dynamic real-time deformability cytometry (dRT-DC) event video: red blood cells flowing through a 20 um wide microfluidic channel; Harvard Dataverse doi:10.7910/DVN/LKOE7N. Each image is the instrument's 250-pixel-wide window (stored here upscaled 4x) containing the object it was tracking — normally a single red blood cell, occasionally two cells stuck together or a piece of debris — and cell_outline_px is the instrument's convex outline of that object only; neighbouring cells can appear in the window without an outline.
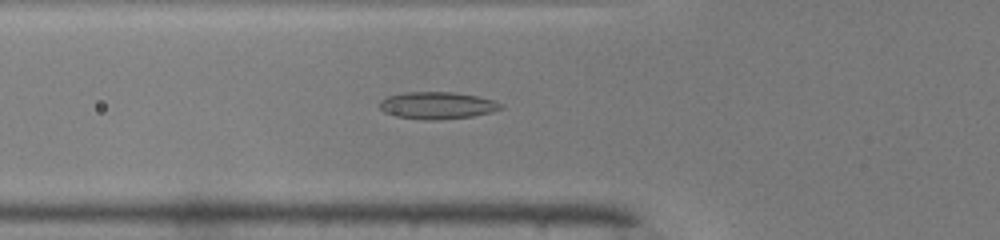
{"species": "common noctule bat (a hibernating species)", "species_latin": "Nyctalus noctula", "temperature_condition": "warm", "stored_images_in_passage": 39, "camera_frame_rate_fps": 3000, "um_per_image_px": 0.085, "animal": {"sex": "male", "body_mass_g": 19.0, "forearm_length_mm": 50.8}, "frame": {"image": 1, "passage_image": 18, "time_ms": 5.667, "image_size_px": [1000, 240], "cell_outline_px": [[504, 108], [492, 112], [472, 116], [436, 120], [424, 120], [396, 116], [384, 112], [380, 108], [380, 100], [388, 96], [404, 92], [452, 92], [476, 96], [492, 100], [500, 104]], "centroid_in_image_um": [37.14, 8.96], "position_along_channel_um": 88.7, "area_um2": 19.02}}
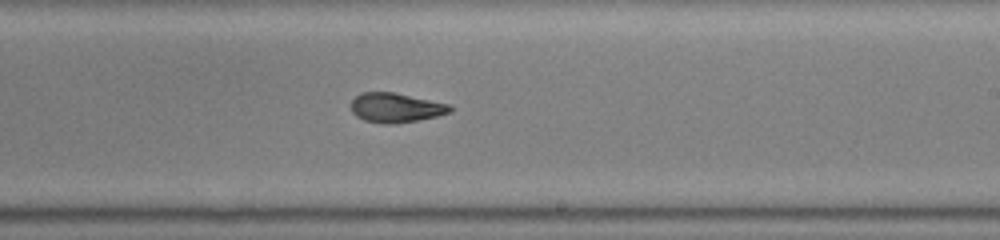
{"frame": {"image": 2, "passage_image": 30, "time_ms": 9.667, "image_size_px": [1000, 240], "cell_outline_px": [[452, 112], [436, 116], [416, 120], [392, 124], [384, 124], [364, 120], [356, 116], [352, 112], [352, 100], [360, 92], [392, 92], [448, 104], [452, 108]], "centroid_in_image_um": [33.61, 9.15], "position_along_channel_um": 255.4, "area_um2": 16.76}}
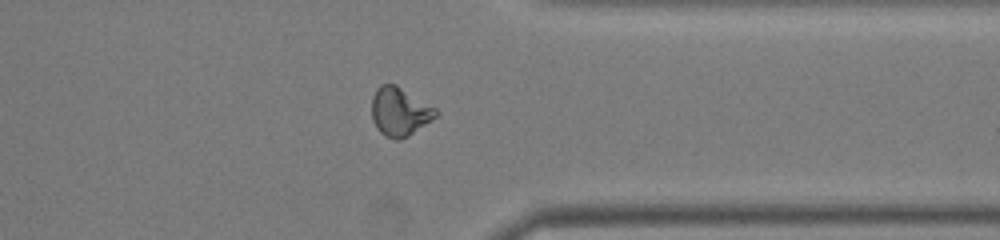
{"frame": {"image": 3, "passage_image": 39, "time_ms": 12.667, "image_size_px": [1000, 240], "cell_outline_px": [[440, 112], [432, 120], [408, 136], [400, 140], [396, 140], [384, 136], [376, 128], [372, 120], [372, 96], [376, 88], [380, 84], [396, 84], [436, 108]], "centroid_in_image_um": [33.96, 9.49], "position_along_channel_um": 377.4, "area_um2": 18.32}, "authors_computed_cell_mechanics": {"area_um2": 18.0914, "velocity_mm_per_s": 4.174, "shape_relaxation_time_tau1_ms": null, "shape_relaxation_time_tau2_ms": 1.7466, "deformation_change_tau1": null, "deformation_change_tau2": 0.086}}